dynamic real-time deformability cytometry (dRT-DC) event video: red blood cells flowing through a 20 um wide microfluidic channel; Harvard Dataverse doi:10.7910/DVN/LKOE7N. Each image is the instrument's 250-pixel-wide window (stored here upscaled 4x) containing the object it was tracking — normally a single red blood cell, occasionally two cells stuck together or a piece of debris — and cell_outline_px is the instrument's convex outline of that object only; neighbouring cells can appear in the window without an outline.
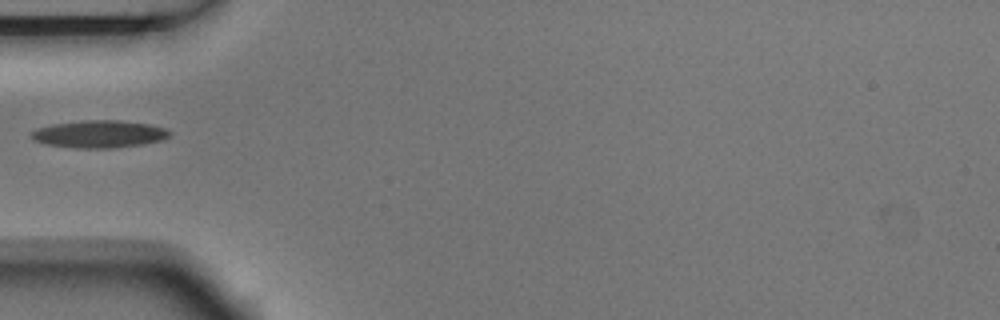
{"species": "Egyptian fruit bat (a non-hibernating species)", "species_latin": "Rousettus aegyptiacus", "temperature_condition": "room temperature", "stored_images_in_passage": 1, "camera_frame_rate_fps": 3000, "um_per_image_px": 0.085, "animal": {"sex": "male"}, "frame": {"image": 1, "passage_image": 1, "time_ms": 0.0, "image_size_px": [1000, 320], "cell_outline_px": [[172, 132], [168, 136], [160, 140], [140, 144], [112, 148], [76, 148], [44, 144], [32, 140], [32, 132], [36, 128], [52, 124], [84, 120], [120, 120], [152, 124], [168, 128]], "centroid_in_image_um": [8.43, 11.38], "position_along_channel_um": 76.6, "area_um2": 22.2}}